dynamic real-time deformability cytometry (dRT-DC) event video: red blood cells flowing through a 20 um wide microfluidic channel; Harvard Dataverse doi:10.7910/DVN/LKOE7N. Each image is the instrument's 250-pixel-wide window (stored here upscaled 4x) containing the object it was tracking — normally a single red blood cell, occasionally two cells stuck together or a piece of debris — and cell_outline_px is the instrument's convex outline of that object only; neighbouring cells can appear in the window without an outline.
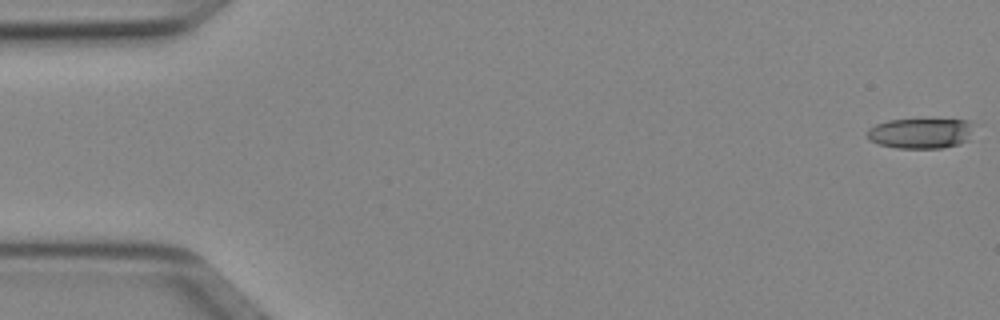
{"species": "Egyptian fruit bat (a non-hibernating species)", "species_latin": "Rousettus aegyptiacus", "temperature_condition": "cold", "stored_images_in_passage": 51, "camera_frame_rate_fps": 3000, "um_per_image_px": 0.085, "animal": {"sex": "female"}, "frame": {"image": 1, "passage_image": 1, "time_ms": 0.0, "image_size_px": [1000, 320], "cell_outline_px": [[980, 124], [968, 140], [960, 144], [940, 148], [896, 148], [880, 144], [868, 140], [868, 128], [876, 124], [888, 120], [968, 120]], "centroid_in_image_um": [78.36, 11.32], "position_along_channel_um": 6.6, "area_um2": 19.19}}
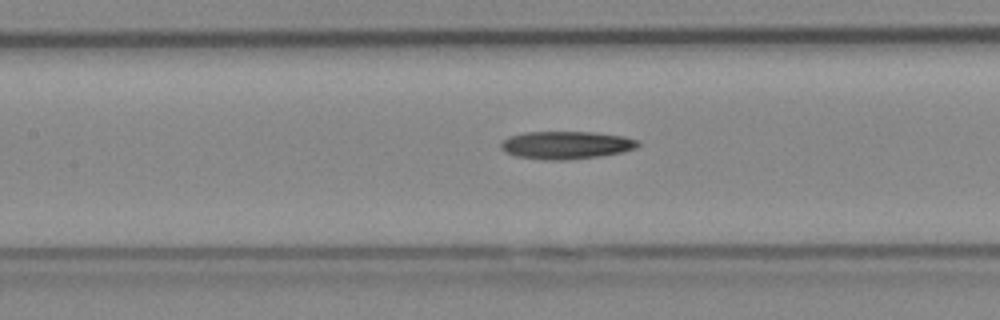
{"frame": {"image": 2, "passage_image": 23, "time_ms": 7.333, "image_size_px": [1000, 320], "cell_outline_px": [[640, 144], [636, 148], [624, 152], [600, 156], [568, 160], [544, 160], [516, 156], [504, 152], [500, 148], [500, 144], [508, 136], [524, 132], [592, 132], [624, 136], [640, 140]], "centroid_in_image_um": [48.13, 12.33], "position_along_channel_um": 159.3, "area_um2": 22.48}}
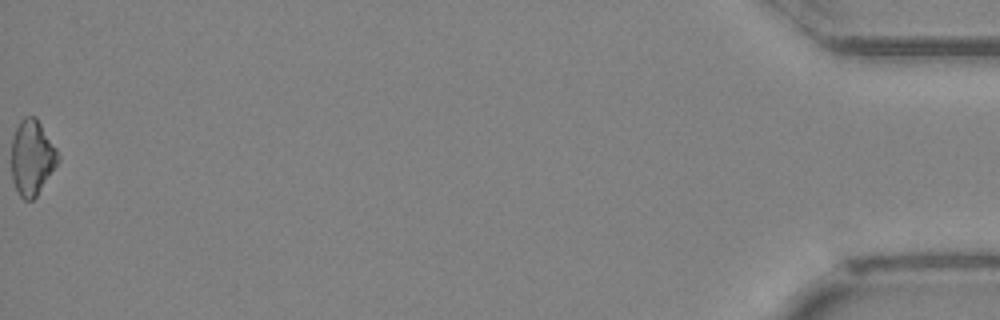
{"frame": {"image": 3, "passage_image": 51, "time_ms": 16.667, "image_size_px": [1000, 320], "cell_outline_px": [[60, 160], [36, 196], [32, 200], [24, 200], [20, 196], [12, 180], [12, 140], [16, 128], [20, 120], [24, 116], [36, 116], [56, 148], [60, 156]], "centroid_in_image_um": [2.73, 13.38], "position_along_channel_um": 432.5, "area_um2": 20.35}, "authors_computed_cell_mechanics": {"area_um2": 21.0392, "velocity_mm_per_s": 4.026, "shape_relaxation_time_tau1_ms": 7.0467, "shape_relaxation_time_tau2_ms": null, "deformation_change_tau1": 0.1585, "deformation_change_tau2": null}}